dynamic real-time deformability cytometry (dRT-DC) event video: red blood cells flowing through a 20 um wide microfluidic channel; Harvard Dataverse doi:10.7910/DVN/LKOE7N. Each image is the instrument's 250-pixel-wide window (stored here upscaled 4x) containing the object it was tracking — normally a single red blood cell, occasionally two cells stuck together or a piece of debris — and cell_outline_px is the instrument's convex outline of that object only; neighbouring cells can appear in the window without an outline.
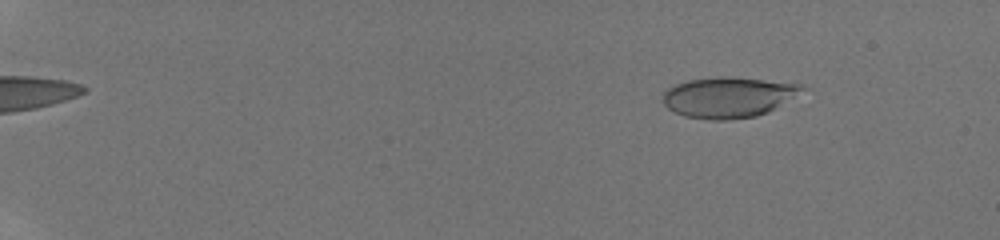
{"species": "human", "species_latin": "Homo sapiens", "temperature_condition": "room temperature", "stored_images_in_passage": 58, "camera_frame_rate_fps": 3000, "um_per_image_px": 0.085, "donor": {"sex": "male"}, "frame": {"image": 1, "passage_image": 7, "time_ms": 1.333, "image_size_px": [1000, 240], "cell_outline_px": [[812, 88], [768, 112], [756, 116], [728, 120], [708, 120], [684, 116], [668, 108], [664, 104], [664, 92], [668, 88], [676, 84], [688, 80], [716, 76], [728, 76], [804, 84]], "centroid_in_image_um": [62.0, 8.25], "position_along_channel_um": 23.0, "area_um2": 33.41}}
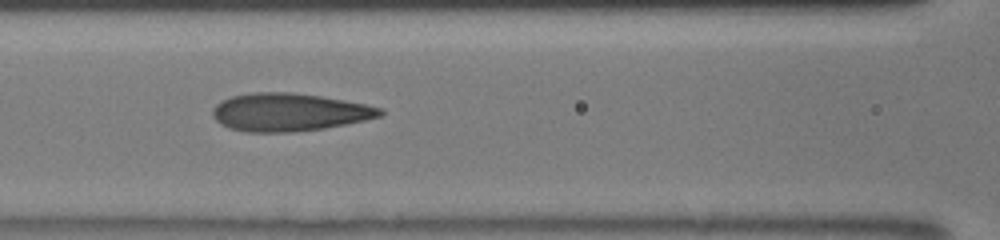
{"frame": {"image": 2, "passage_image": 38, "time_ms": 8.0, "image_size_px": [1000, 240], "cell_outline_px": [[384, 112], [380, 116], [364, 120], [324, 128], [292, 132], [244, 132], [228, 128], [220, 124], [212, 116], [212, 108], [216, 104], [232, 96], [256, 92], [292, 92], [320, 96], [344, 100], [364, 104], [380, 108]], "centroid_in_image_um": [24.52, 9.54], "position_along_channel_um": 142.1, "area_um2": 36.82}}
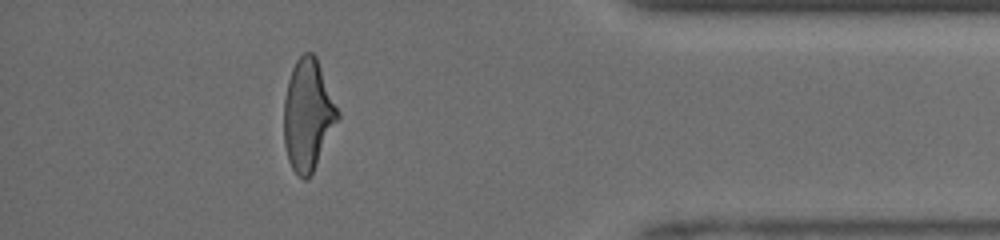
{"frame": {"image": 3, "passage_image": 55, "time_ms": 15.0, "image_size_px": [1000, 240], "cell_outline_px": [[340, 116], [308, 180], [304, 180], [292, 168], [288, 160], [284, 144], [284, 100], [288, 80], [292, 68], [296, 60], [304, 52], [312, 52], [316, 56], [340, 112]], "centroid_in_image_um": [26.17, 9.74], "position_along_channel_um": 409.0, "area_um2": 34.68}, "authors_computed_cell_mechanics": {"area_um2": 34.4777, "velocity_mm_per_s": 4.1767, "shape_relaxation_time_tau1_ms": 6.7115, "shape_relaxation_time_tau2_ms": 1.1398, "deformation_change_tau1": 0.2257, "deformation_change_tau2": 0.0846}}